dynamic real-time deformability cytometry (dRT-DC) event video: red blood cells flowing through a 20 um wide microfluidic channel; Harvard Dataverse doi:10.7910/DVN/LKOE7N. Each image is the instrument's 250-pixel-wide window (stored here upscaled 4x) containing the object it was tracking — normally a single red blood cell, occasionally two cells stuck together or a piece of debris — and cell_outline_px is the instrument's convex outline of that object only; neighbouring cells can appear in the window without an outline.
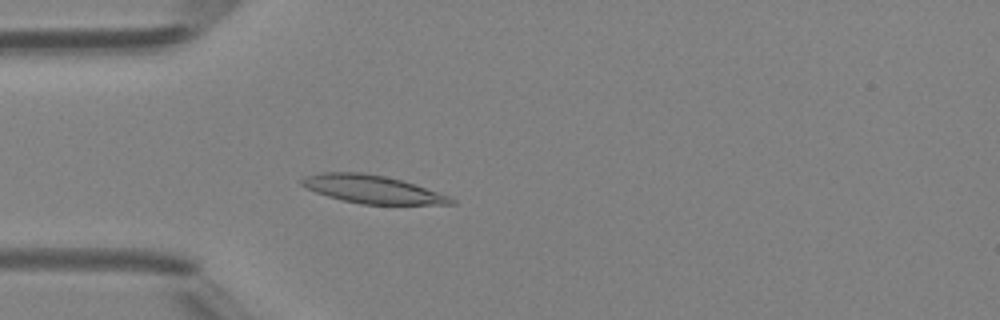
{"species": "Egyptian fruit bat (a non-hibernating species)", "species_latin": "Rousettus aegyptiacus", "temperature_condition": "room temperature", "stored_images_in_passage": 47, "camera_frame_rate_fps": 3000, "um_per_image_px": 0.085, "animal": {"sex": "female"}, "frame": {"image": 1, "passage_image": 14, "time_ms": 4.333, "image_size_px": [1000, 320], "cell_outline_px": [[456, 204], [360, 204], [328, 196], [316, 192], [300, 184], [300, 180], [304, 176], [324, 172], [364, 172], [384, 176], [416, 184], [448, 196], [456, 200]], "centroid_in_image_um": [31.64, 16.08], "position_along_channel_um": 53.4, "area_um2": 24.16}}
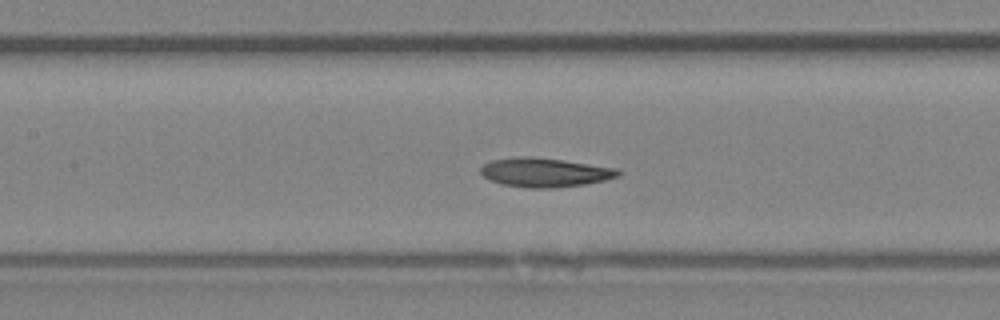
{"frame": {"image": 2, "passage_image": 22, "time_ms": 7.0, "image_size_px": [1000, 320], "cell_outline_px": [[620, 176], [604, 180], [584, 184], [556, 188], [528, 188], [500, 184], [484, 176], [480, 172], [480, 168], [484, 164], [492, 160], [520, 156], [528, 156], [564, 160], [620, 168]], "centroid_in_image_um": [46.34, 14.65], "position_along_channel_um": 161.1, "area_um2": 23.41}}
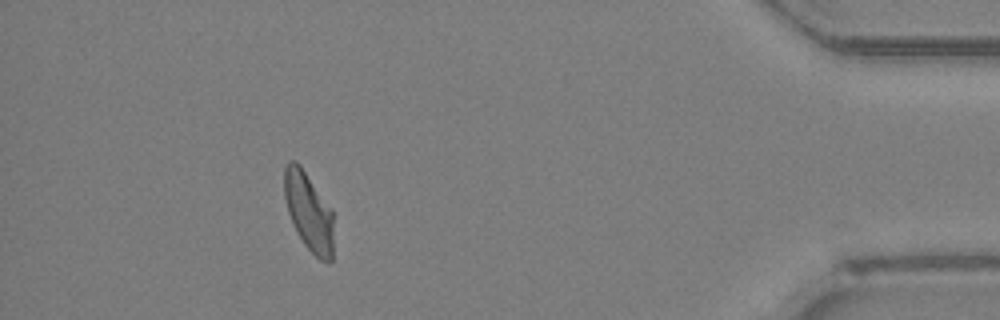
{"frame": {"image": 3, "passage_image": 43, "time_ms": 14.0, "image_size_px": [1000, 320], "cell_outline_px": [[332, 260], [320, 260], [304, 244], [288, 212], [284, 196], [284, 168], [288, 160], [296, 160], [300, 164], [332, 208]], "centroid_in_image_um": [26.23, 17.91], "position_along_channel_um": 409.0, "area_um2": 22.25}, "authors_computed_cell_mechanics": {"area_um2": 23.4668, "velocity_mm_per_s": 4.3355, "shape_relaxation_time_tau1_ms": 8.3461, "shape_relaxation_time_tau2_ms": 3.0916, "deformation_change_tau1": 0.1885, "deformation_change_tau2": 0.0808}}